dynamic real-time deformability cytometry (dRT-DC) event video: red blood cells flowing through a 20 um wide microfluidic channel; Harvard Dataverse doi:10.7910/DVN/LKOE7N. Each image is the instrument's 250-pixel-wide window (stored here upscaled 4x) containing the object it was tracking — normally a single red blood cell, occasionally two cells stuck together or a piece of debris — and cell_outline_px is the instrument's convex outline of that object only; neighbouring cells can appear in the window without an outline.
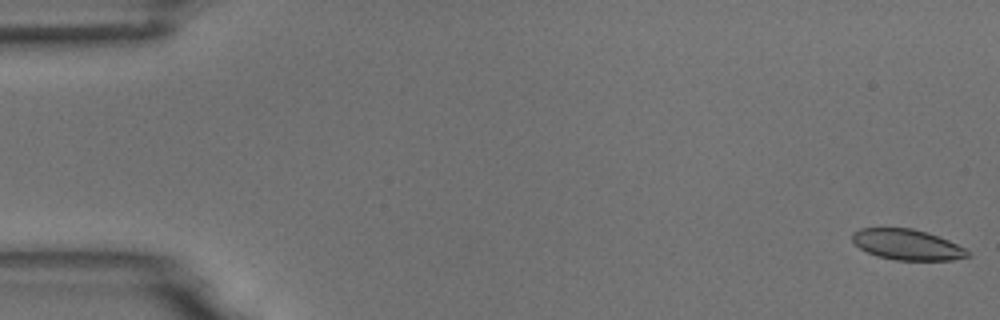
{"species": "common noctule bat (a hibernating species)", "species_latin": "Nyctalus noctula", "temperature_condition": "room temperature", "stored_images_in_passage": 16, "camera_frame_rate_fps": 3000, "um_per_image_px": 0.085, "animal": {"sex": "male", "body_mass_g": 18.8}, "frame": {"image": 1, "passage_image": 1, "time_ms": 0.0, "image_size_px": [1000, 320], "cell_outline_px": [[972, 256], [952, 260], [896, 260], [876, 256], [860, 248], [852, 240], [852, 232], [860, 228], [912, 228], [948, 240], [972, 252]], "centroid_in_image_um": [77.12, 20.8], "position_along_channel_um": 7.9, "area_um2": 20.52}}
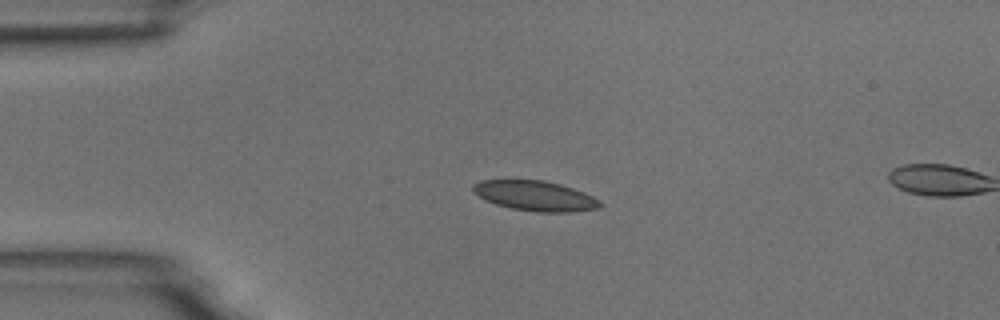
{"frame": {"image": 2, "passage_image": 13, "time_ms": 4.0, "image_size_px": [1000, 320], "cell_outline_px": [[604, 204], [596, 208], [572, 212], [536, 212], [512, 208], [496, 204], [472, 192], [472, 184], [480, 180], [544, 180], [560, 184], [584, 192], [600, 200]], "centroid_in_image_um": [45.49, 16.64], "position_along_channel_um": 39.5, "area_um2": 22.14}}